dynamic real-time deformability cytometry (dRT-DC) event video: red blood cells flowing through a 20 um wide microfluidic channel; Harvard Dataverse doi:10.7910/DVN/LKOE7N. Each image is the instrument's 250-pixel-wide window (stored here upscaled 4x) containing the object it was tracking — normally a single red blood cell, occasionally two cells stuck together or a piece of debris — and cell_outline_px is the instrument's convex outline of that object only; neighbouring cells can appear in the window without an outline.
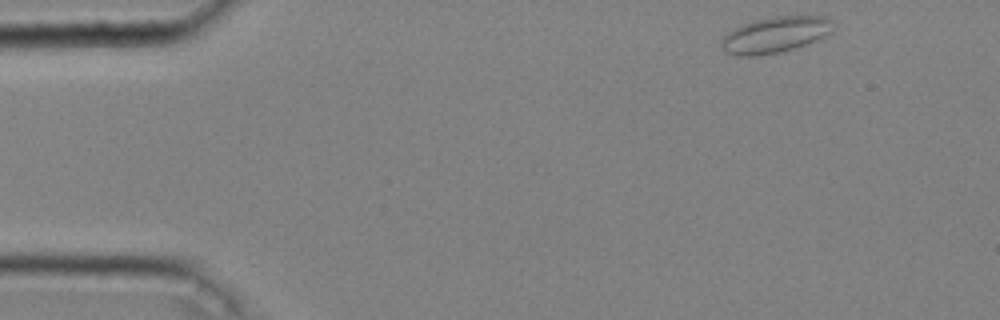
{"species": "common noctule bat (a hibernating species)", "species_latin": "Nyctalus noctula", "temperature_condition": "cold", "stored_images_in_passage": 38, "camera_frame_rate_fps": 3000, "um_per_image_px": 0.085, "animal": {"sex": "male", "body_mass_g": 20.4}, "frame": {"image": 1, "passage_image": 1, "time_ms": 0.0, "image_size_px": [1000, 320], "cell_outline_px": [[832, 32], [816, 40], [780, 52], [752, 56], [740, 56], [724, 52], [720, 48], [720, 40], [732, 28], [740, 24], [756, 20], [776, 16], [828, 16], [832, 20]], "centroid_in_image_um": [65.84, 2.95], "position_along_channel_um": 19.2, "area_um2": 23.47}}
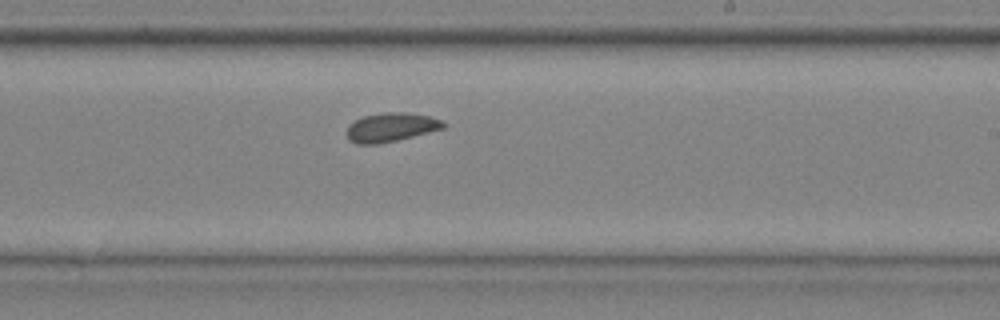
{"frame": {"image": 2, "passage_image": 25, "time_ms": 8.0, "image_size_px": [1000, 320], "cell_outline_px": [[448, 124], [444, 128], [380, 144], [356, 144], [348, 140], [348, 124], [364, 116], [388, 112], [408, 112], [432, 116], [444, 120]], "centroid_in_image_um": [33.28, 10.81], "position_along_channel_um": 255.7, "area_um2": 16.36}}
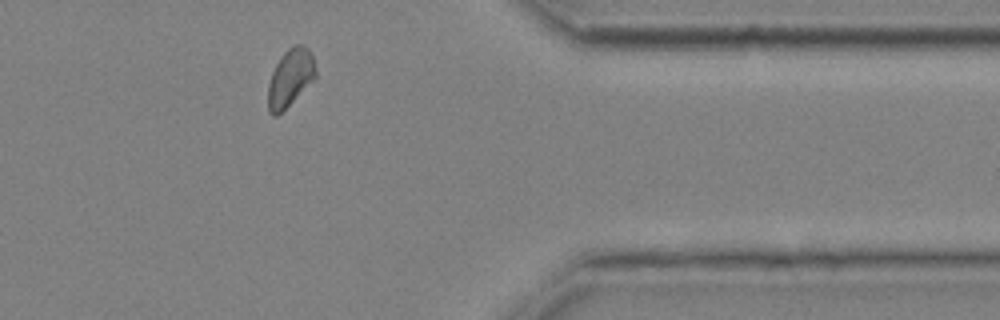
{"frame": {"image": 3, "passage_image": 36, "time_ms": 11.667, "image_size_px": [1000, 320], "cell_outline_px": [[316, 80], [276, 116], [272, 116], [268, 112], [268, 84], [272, 72], [280, 56], [288, 48], [296, 44], [304, 44], [308, 48], [312, 56], [316, 68]], "centroid_in_image_um": [24.68, 6.61], "position_along_channel_um": 386.7, "area_um2": 16.18}, "authors_computed_cell_mechanics": {"area_um2": 16.5886, "velocity_mm_per_s": 4.0355, "shape_relaxation_time_tau1_ms": null, "shape_relaxation_time_tau2_ms": 2.301, "deformation_change_tau1": null, "deformation_change_tau2": 0.0278}}